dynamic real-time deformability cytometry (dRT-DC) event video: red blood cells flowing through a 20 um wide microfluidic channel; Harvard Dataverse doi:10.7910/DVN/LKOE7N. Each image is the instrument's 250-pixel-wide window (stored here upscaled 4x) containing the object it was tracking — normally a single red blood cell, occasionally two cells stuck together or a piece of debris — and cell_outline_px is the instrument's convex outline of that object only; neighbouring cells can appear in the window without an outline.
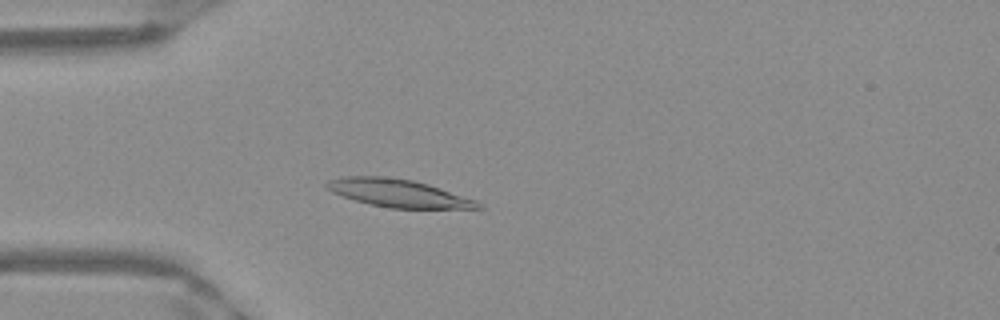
{"species": "Egyptian fruit bat (a non-hibernating species)", "species_latin": "Rousettus aegyptiacus", "temperature_condition": "warm", "stored_images_in_passage": 51, "camera_frame_rate_fps": 3000, "um_per_image_px": 0.085, "frame": {"image": 1, "passage_image": 14, "time_ms": 4.333, "image_size_px": [1000, 320], "cell_outline_px": [[484, 208], [388, 208], [356, 200], [332, 192], [324, 188], [324, 184], [328, 180], [344, 176], [384, 176], [412, 180], [428, 184], [476, 200], [484, 204]], "centroid_in_image_um": [33.84, 16.41], "position_along_channel_um": 51.2, "area_um2": 24.39}}
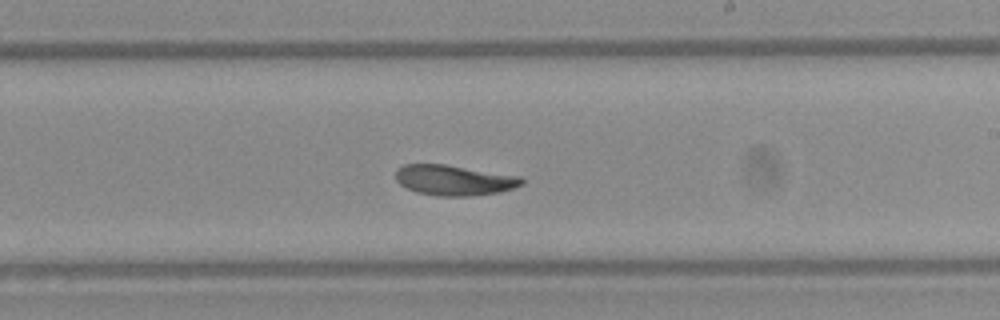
{"frame": {"image": 2, "passage_image": 30, "time_ms": 9.667, "image_size_px": [1000, 320], "cell_outline_px": [[524, 184], [500, 192], [468, 196], [436, 196], [416, 192], [400, 184], [396, 180], [396, 168], [404, 164], [444, 164], [520, 176], [524, 180]], "centroid_in_image_um": [38.58, 15.31], "position_along_channel_um": 250.4, "area_um2": 22.31}}
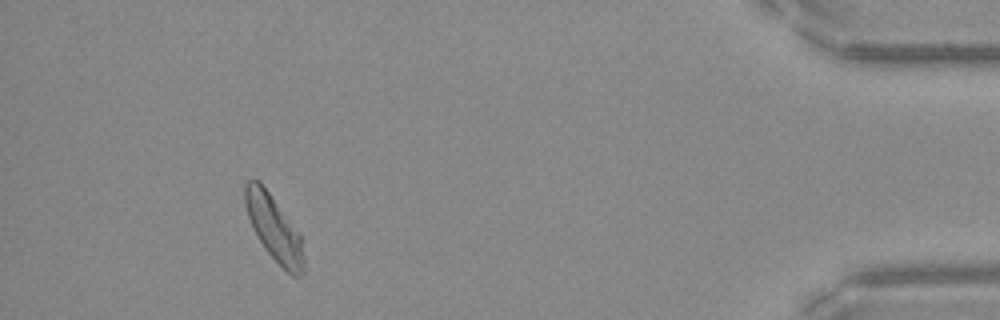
{"frame": {"image": 3, "passage_image": 47, "time_ms": 15.333, "image_size_px": [1000, 320], "cell_outline_px": [[304, 272], [300, 276], [292, 276], [264, 248], [256, 236], [252, 228], [244, 204], [244, 184], [248, 180], [260, 180], [300, 232], [304, 260]], "centroid_in_image_um": [23.28, 19.36], "position_along_channel_um": 411.9, "area_um2": 22.54}, "authors_computed_cell_mechanics": {"area_um2": 23.2934, "velocity_mm_per_s": 3.931, "shape_relaxation_time_tau1_ms": 2.6365, "shape_relaxation_time_tau2_ms": 3.6419, "deformation_change_tau1": 0.1417, "deformation_change_tau2": 0.1056}}